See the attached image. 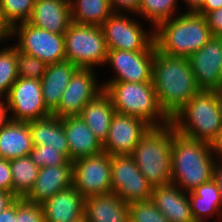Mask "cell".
I'll list each match as a JSON object with an SVG mask.
<instances>
[{"mask_svg": "<svg viewBox=\"0 0 222 222\" xmlns=\"http://www.w3.org/2000/svg\"><path fill=\"white\" fill-rule=\"evenodd\" d=\"M212 154L209 143L183 136L173 128L171 183L187 194L210 181L216 160Z\"/></svg>", "mask_w": 222, "mask_h": 222, "instance_id": "obj_2", "label": "cell"}, {"mask_svg": "<svg viewBox=\"0 0 222 222\" xmlns=\"http://www.w3.org/2000/svg\"><path fill=\"white\" fill-rule=\"evenodd\" d=\"M63 128L69 146V159L75 160L103 152L102 142L80 116L63 118Z\"/></svg>", "mask_w": 222, "mask_h": 222, "instance_id": "obj_19", "label": "cell"}, {"mask_svg": "<svg viewBox=\"0 0 222 222\" xmlns=\"http://www.w3.org/2000/svg\"><path fill=\"white\" fill-rule=\"evenodd\" d=\"M64 39L66 60L78 68L106 64L108 47L101 26L72 22Z\"/></svg>", "mask_w": 222, "mask_h": 222, "instance_id": "obj_7", "label": "cell"}, {"mask_svg": "<svg viewBox=\"0 0 222 222\" xmlns=\"http://www.w3.org/2000/svg\"><path fill=\"white\" fill-rule=\"evenodd\" d=\"M191 213L195 222H204V216L212 217L216 212H221L222 202L199 200L192 191L188 193ZM220 210V211H219Z\"/></svg>", "mask_w": 222, "mask_h": 222, "instance_id": "obj_35", "label": "cell"}, {"mask_svg": "<svg viewBox=\"0 0 222 222\" xmlns=\"http://www.w3.org/2000/svg\"><path fill=\"white\" fill-rule=\"evenodd\" d=\"M197 85L201 90L219 91V67L222 64V36H213L188 57Z\"/></svg>", "mask_w": 222, "mask_h": 222, "instance_id": "obj_16", "label": "cell"}, {"mask_svg": "<svg viewBox=\"0 0 222 222\" xmlns=\"http://www.w3.org/2000/svg\"><path fill=\"white\" fill-rule=\"evenodd\" d=\"M154 53L155 51L108 49L106 64H111L117 74L110 81L152 82Z\"/></svg>", "mask_w": 222, "mask_h": 222, "instance_id": "obj_15", "label": "cell"}, {"mask_svg": "<svg viewBox=\"0 0 222 222\" xmlns=\"http://www.w3.org/2000/svg\"><path fill=\"white\" fill-rule=\"evenodd\" d=\"M10 36L12 37L11 28L4 22L0 11V41H3Z\"/></svg>", "mask_w": 222, "mask_h": 222, "instance_id": "obj_47", "label": "cell"}, {"mask_svg": "<svg viewBox=\"0 0 222 222\" xmlns=\"http://www.w3.org/2000/svg\"><path fill=\"white\" fill-rule=\"evenodd\" d=\"M16 222H45L41 204L18 198L16 200Z\"/></svg>", "mask_w": 222, "mask_h": 222, "instance_id": "obj_36", "label": "cell"}, {"mask_svg": "<svg viewBox=\"0 0 222 222\" xmlns=\"http://www.w3.org/2000/svg\"><path fill=\"white\" fill-rule=\"evenodd\" d=\"M0 222H16V201L6 210L0 212Z\"/></svg>", "mask_w": 222, "mask_h": 222, "instance_id": "obj_43", "label": "cell"}, {"mask_svg": "<svg viewBox=\"0 0 222 222\" xmlns=\"http://www.w3.org/2000/svg\"><path fill=\"white\" fill-rule=\"evenodd\" d=\"M171 122L179 134L210 144L222 130V91L201 90Z\"/></svg>", "mask_w": 222, "mask_h": 222, "instance_id": "obj_4", "label": "cell"}, {"mask_svg": "<svg viewBox=\"0 0 222 222\" xmlns=\"http://www.w3.org/2000/svg\"><path fill=\"white\" fill-rule=\"evenodd\" d=\"M205 0H185V4H187L188 12H197L204 4ZM187 2V3H186Z\"/></svg>", "mask_w": 222, "mask_h": 222, "instance_id": "obj_48", "label": "cell"}, {"mask_svg": "<svg viewBox=\"0 0 222 222\" xmlns=\"http://www.w3.org/2000/svg\"><path fill=\"white\" fill-rule=\"evenodd\" d=\"M178 0H141L138 14L152 21L153 27L175 15Z\"/></svg>", "mask_w": 222, "mask_h": 222, "instance_id": "obj_31", "label": "cell"}, {"mask_svg": "<svg viewBox=\"0 0 222 222\" xmlns=\"http://www.w3.org/2000/svg\"><path fill=\"white\" fill-rule=\"evenodd\" d=\"M34 146L60 149L69 158V146L63 128V118L50 115L28 121Z\"/></svg>", "mask_w": 222, "mask_h": 222, "instance_id": "obj_24", "label": "cell"}, {"mask_svg": "<svg viewBox=\"0 0 222 222\" xmlns=\"http://www.w3.org/2000/svg\"><path fill=\"white\" fill-rule=\"evenodd\" d=\"M219 68V91H222V64Z\"/></svg>", "mask_w": 222, "mask_h": 222, "instance_id": "obj_49", "label": "cell"}, {"mask_svg": "<svg viewBox=\"0 0 222 222\" xmlns=\"http://www.w3.org/2000/svg\"><path fill=\"white\" fill-rule=\"evenodd\" d=\"M6 101H2L0 99V130L5 127L10 121H11V117L9 115V117H7V113H8V107Z\"/></svg>", "mask_w": 222, "mask_h": 222, "instance_id": "obj_45", "label": "cell"}, {"mask_svg": "<svg viewBox=\"0 0 222 222\" xmlns=\"http://www.w3.org/2000/svg\"><path fill=\"white\" fill-rule=\"evenodd\" d=\"M101 27L108 49L155 51L154 32L145 33L139 22L124 16L122 12L113 13Z\"/></svg>", "mask_w": 222, "mask_h": 222, "instance_id": "obj_10", "label": "cell"}, {"mask_svg": "<svg viewBox=\"0 0 222 222\" xmlns=\"http://www.w3.org/2000/svg\"><path fill=\"white\" fill-rule=\"evenodd\" d=\"M39 169L29 155L10 160L12 192L18 198H24L31 191Z\"/></svg>", "mask_w": 222, "mask_h": 222, "instance_id": "obj_28", "label": "cell"}, {"mask_svg": "<svg viewBox=\"0 0 222 222\" xmlns=\"http://www.w3.org/2000/svg\"><path fill=\"white\" fill-rule=\"evenodd\" d=\"M212 37L206 17L197 12L187 11L154 28L156 49L169 56L188 58Z\"/></svg>", "mask_w": 222, "mask_h": 222, "instance_id": "obj_3", "label": "cell"}, {"mask_svg": "<svg viewBox=\"0 0 222 222\" xmlns=\"http://www.w3.org/2000/svg\"><path fill=\"white\" fill-rule=\"evenodd\" d=\"M152 83L160 107L170 119L201 91L188 58L163 54L156 46Z\"/></svg>", "mask_w": 222, "mask_h": 222, "instance_id": "obj_1", "label": "cell"}, {"mask_svg": "<svg viewBox=\"0 0 222 222\" xmlns=\"http://www.w3.org/2000/svg\"><path fill=\"white\" fill-rule=\"evenodd\" d=\"M34 4L35 0H0V11L4 22L11 29L17 23L28 22Z\"/></svg>", "mask_w": 222, "mask_h": 222, "instance_id": "obj_29", "label": "cell"}, {"mask_svg": "<svg viewBox=\"0 0 222 222\" xmlns=\"http://www.w3.org/2000/svg\"><path fill=\"white\" fill-rule=\"evenodd\" d=\"M17 72L19 78L41 80L47 64L35 56L28 55L16 48Z\"/></svg>", "mask_w": 222, "mask_h": 222, "instance_id": "obj_33", "label": "cell"}, {"mask_svg": "<svg viewBox=\"0 0 222 222\" xmlns=\"http://www.w3.org/2000/svg\"><path fill=\"white\" fill-rule=\"evenodd\" d=\"M114 13H121L122 9L137 13L141 0H109ZM121 9V10H120ZM117 10V11H116Z\"/></svg>", "mask_w": 222, "mask_h": 222, "instance_id": "obj_40", "label": "cell"}, {"mask_svg": "<svg viewBox=\"0 0 222 222\" xmlns=\"http://www.w3.org/2000/svg\"><path fill=\"white\" fill-rule=\"evenodd\" d=\"M29 156L39 168L45 166H55L61 164H73L60 149L43 148L42 146H34Z\"/></svg>", "mask_w": 222, "mask_h": 222, "instance_id": "obj_34", "label": "cell"}, {"mask_svg": "<svg viewBox=\"0 0 222 222\" xmlns=\"http://www.w3.org/2000/svg\"><path fill=\"white\" fill-rule=\"evenodd\" d=\"M222 7V0H205L203 6L197 13L206 16L208 13L220 9Z\"/></svg>", "mask_w": 222, "mask_h": 222, "instance_id": "obj_42", "label": "cell"}, {"mask_svg": "<svg viewBox=\"0 0 222 222\" xmlns=\"http://www.w3.org/2000/svg\"><path fill=\"white\" fill-rule=\"evenodd\" d=\"M115 113L110 97L103 91L87 103L79 116L103 143L108 136L109 127Z\"/></svg>", "mask_w": 222, "mask_h": 222, "instance_id": "obj_26", "label": "cell"}, {"mask_svg": "<svg viewBox=\"0 0 222 222\" xmlns=\"http://www.w3.org/2000/svg\"><path fill=\"white\" fill-rule=\"evenodd\" d=\"M87 222H129V204L115 193L85 198Z\"/></svg>", "mask_w": 222, "mask_h": 222, "instance_id": "obj_22", "label": "cell"}, {"mask_svg": "<svg viewBox=\"0 0 222 222\" xmlns=\"http://www.w3.org/2000/svg\"><path fill=\"white\" fill-rule=\"evenodd\" d=\"M0 190L12 192V174L10 160L0 158Z\"/></svg>", "mask_w": 222, "mask_h": 222, "instance_id": "obj_38", "label": "cell"}, {"mask_svg": "<svg viewBox=\"0 0 222 222\" xmlns=\"http://www.w3.org/2000/svg\"><path fill=\"white\" fill-rule=\"evenodd\" d=\"M111 184L112 192L128 204L151 199L153 187L131 155L111 156Z\"/></svg>", "mask_w": 222, "mask_h": 222, "instance_id": "obj_11", "label": "cell"}, {"mask_svg": "<svg viewBox=\"0 0 222 222\" xmlns=\"http://www.w3.org/2000/svg\"><path fill=\"white\" fill-rule=\"evenodd\" d=\"M103 91L104 87L96 83L93 68H78L64 89L59 105L52 115L60 118L79 116L87 103Z\"/></svg>", "mask_w": 222, "mask_h": 222, "instance_id": "obj_13", "label": "cell"}, {"mask_svg": "<svg viewBox=\"0 0 222 222\" xmlns=\"http://www.w3.org/2000/svg\"><path fill=\"white\" fill-rule=\"evenodd\" d=\"M72 179L73 164L41 167L37 180L24 199L32 203L42 204L57 192L70 188Z\"/></svg>", "mask_w": 222, "mask_h": 222, "instance_id": "obj_17", "label": "cell"}, {"mask_svg": "<svg viewBox=\"0 0 222 222\" xmlns=\"http://www.w3.org/2000/svg\"><path fill=\"white\" fill-rule=\"evenodd\" d=\"M33 147L28 122L11 120L0 130V158L11 160L27 156Z\"/></svg>", "mask_w": 222, "mask_h": 222, "instance_id": "obj_25", "label": "cell"}, {"mask_svg": "<svg viewBox=\"0 0 222 222\" xmlns=\"http://www.w3.org/2000/svg\"><path fill=\"white\" fill-rule=\"evenodd\" d=\"M205 17L213 36H222V7L208 13Z\"/></svg>", "mask_w": 222, "mask_h": 222, "instance_id": "obj_39", "label": "cell"}, {"mask_svg": "<svg viewBox=\"0 0 222 222\" xmlns=\"http://www.w3.org/2000/svg\"><path fill=\"white\" fill-rule=\"evenodd\" d=\"M16 34L19 43L15 47L21 52L35 56L47 65L66 60L64 35L38 28L29 22L15 25L11 35Z\"/></svg>", "mask_w": 222, "mask_h": 222, "instance_id": "obj_8", "label": "cell"}, {"mask_svg": "<svg viewBox=\"0 0 222 222\" xmlns=\"http://www.w3.org/2000/svg\"><path fill=\"white\" fill-rule=\"evenodd\" d=\"M72 222H87V218L85 216V214L83 216H81L80 218L72 221Z\"/></svg>", "mask_w": 222, "mask_h": 222, "instance_id": "obj_50", "label": "cell"}, {"mask_svg": "<svg viewBox=\"0 0 222 222\" xmlns=\"http://www.w3.org/2000/svg\"><path fill=\"white\" fill-rule=\"evenodd\" d=\"M72 162V186L84 198L112 193L110 154L103 151L100 154L81 157Z\"/></svg>", "mask_w": 222, "mask_h": 222, "instance_id": "obj_9", "label": "cell"}, {"mask_svg": "<svg viewBox=\"0 0 222 222\" xmlns=\"http://www.w3.org/2000/svg\"><path fill=\"white\" fill-rule=\"evenodd\" d=\"M77 69L67 60L47 65L40 81L45 106L51 113L58 107L64 89Z\"/></svg>", "mask_w": 222, "mask_h": 222, "instance_id": "obj_23", "label": "cell"}, {"mask_svg": "<svg viewBox=\"0 0 222 222\" xmlns=\"http://www.w3.org/2000/svg\"><path fill=\"white\" fill-rule=\"evenodd\" d=\"M211 150L213 153H217L222 161V130L218 133L217 137L210 143Z\"/></svg>", "mask_w": 222, "mask_h": 222, "instance_id": "obj_46", "label": "cell"}, {"mask_svg": "<svg viewBox=\"0 0 222 222\" xmlns=\"http://www.w3.org/2000/svg\"><path fill=\"white\" fill-rule=\"evenodd\" d=\"M5 101L13 121L28 122L52 115L45 106L41 81L37 79L18 77Z\"/></svg>", "mask_w": 222, "mask_h": 222, "instance_id": "obj_12", "label": "cell"}, {"mask_svg": "<svg viewBox=\"0 0 222 222\" xmlns=\"http://www.w3.org/2000/svg\"><path fill=\"white\" fill-rule=\"evenodd\" d=\"M218 185L219 196L222 202V161L215 162L214 165V177H213Z\"/></svg>", "mask_w": 222, "mask_h": 222, "instance_id": "obj_44", "label": "cell"}, {"mask_svg": "<svg viewBox=\"0 0 222 222\" xmlns=\"http://www.w3.org/2000/svg\"><path fill=\"white\" fill-rule=\"evenodd\" d=\"M45 222H72L84 215L85 198L71 186L41 204Z\"/></svg>", "mask_w": 222, "mask_h": 222, "instance_id": "obj_20", "label": "cell"}, {"mask_svg": "<svg viewBox=\"0 0 222 222\" xmlns=\"http://www.w3.org/2000/svg\"><path fill=\"white\" fill-rule=\"evenodd\" d=\"M18 197L13 192L0 190V212L10 207Z\"/></svg>", "mask_w": 222, "mask_h": 222, "instance_id": "obj_41", "label": "cell"}, {"mask_svg": "<svg viewBox=\"0 0 222 222\" xmlns=\"http://www.w3.org/2000/svg\"><path fill=\"white\" fill-rule=\"evenodd\" d=\"M129 222H169L150 200L129 204Z\"/></svg>", "mask_w": 222, "mask_h": 222, "instance_id": "obj_32", "label": "cell"}, {"mask_svg": "<svg viewBox=\"0 0 222 222\" xmlns=\"http://www.w3.org/2000/svg\"><path fill=\"white\" fill-rule=\"evenodd\" d=\"M72 22L101 26L114 11L109 0H70Z\"/></svg>", "mask_w": 222, "mask_h": 222, "instance_id": "obj_27", "label": "cell"}, {"mask_svg": "<svg viewBox=\"0 0 222 222\" xmlns=\"http://www.w3.org/2000/svg\"><path fill=\"white\" fill-rule=\"evenodd\" d=\"M18 79L16 47L0 50V98L5 94L6 99L11 86Z\"/></svg>", "mask_w": 222, "mask_h": 222, "instance_id": "obj_30", "label": "cell"}, {"mask_svg": "<svg viewBox=\"0 0 222 222\" xmlns=\"http://www.w3.org/2000/svg\"><path fill=\"white\" fill-rule=\"evenodd\" d=\"M102 86L116 113L141 118L151 126H162L171 122L160 107L152 82L106 81ZM157 118L163 120L162 124Z\"/></svg>", "mask_w": 222, "mask_h": 222, "instance_id": "obj_6", "label": "cell"}, {"mask_svg": "<svg viewBox=\"0 0 222 222\" xmlns=\"http://www.w3.org/2000/svg\"><path fill=\"white\" fill-rule=\"evenodd\" d=\"M28 22L38 28L64 35L72 23L69 0H35Z\"/></svg>", "mask_w": 222, "mask_h": 222, "instance_id": "obj_18", "label": "cell"}, {"mask_svg": "<svg viewBox=\"0 0 222 222\" xmlns=\"http://www.w3.org/2000/svg\"><path fill=\"white\" fill-rule=\"evenodd\" d=\"M150 127L151 125L141 118L115 113L108 136L102 143L103 151L111 156L131 155Z\"/></svg>", "mask_w": 222, "mask_h": 222, "instance_id": "obj_14", "label": "cell"}, {"mask_svg": "<svg viewBox=\"0 0 222 222\" xmlns=\"http://www.w3.org/2000/svg\"><path fill=\"white\" fill-rule=\"evenodd\" d=\"M192 192L199 196V200L221 202L218 185L214 178L196 187Z\"/></svg>", "mask_w": 222, "mask_h": 222, "instance_id": "obj_37", "label": "cell"}, {"mask_svg": "<svg viewBox=\"0 0 222 222\" xmlns=\"http://www.w3.org/2000/svg\"><path fill=\"white\" fill-rule=\"evenodd\" d=\"M173 128L172 122L151 126L131 154L153 188L171 183Z\"/></svg>", "mask_w": 222, "mask_h": 222, "instance_id": "obj_5", "label": "cell"}, {"mask_svg": "<svg viewBox=\"0 0 222 222\" xmlns=\"http://www.w3.org/2000/svg\"><path fill=\"white\" fill-rule=\"evenodd\" d=\"M151 200L169 222H195L188 196L177 185L154 187Z\"/></svg>", "mask_w": 222, "mask_h": 222, "instance_id": "obj_21", "label": "cell"}]
</instances>
